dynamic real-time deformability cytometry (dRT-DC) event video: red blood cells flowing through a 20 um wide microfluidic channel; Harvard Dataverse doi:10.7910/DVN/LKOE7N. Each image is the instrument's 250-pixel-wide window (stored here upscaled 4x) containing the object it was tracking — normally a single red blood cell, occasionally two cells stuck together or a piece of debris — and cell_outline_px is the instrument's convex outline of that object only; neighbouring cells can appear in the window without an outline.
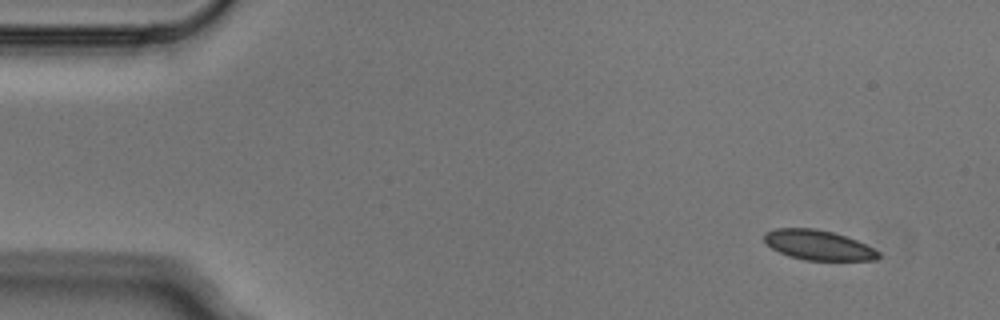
{"species": "Egyptian fruit bat (a non-hibernating species)", "species_latin": "Rousettus aegyptiacus", "temperature_condition": "cold", "stored_images_in_passage": 4, "camera_frame_rate_fps": 3000, "um_per_image_px": 0.085, "animal": {"sex": "male"}, "frame": {"image": 1, "passage_image": 1, "time_ms": 0.0, "image_size_px": [1000, 320], "cell_outline_px": [[880, 256], [876, 260], [804, 260], [788, 256], [772, 248], [764, 240], [764, 232], [776, 228], [816, 228], [832, 232], [856, 240], [880, 252]], "centroid_in_image_um": [69.53, 20.83], "position_along_channel_um": 15.5, "area_um2": 19.77}}
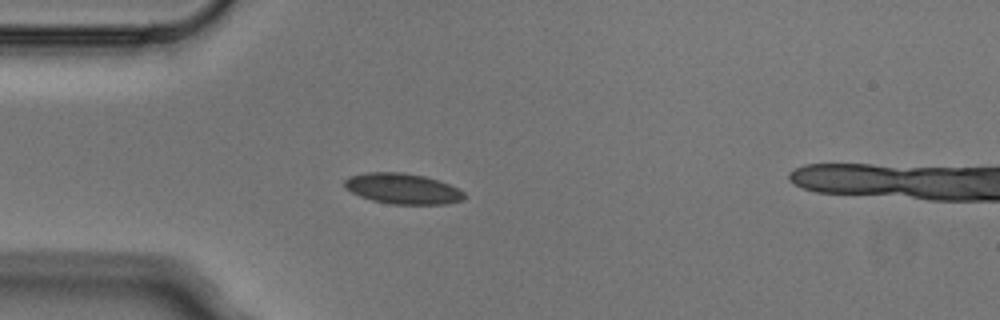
{"frame": {"image": 2, "passage_image": 3, "time_ms": 0.667, "image_size_px": [1000, 320], "cell_outline_px": [[464, 200], [444, 204], [392, 204], [372, 200], [360, 196], [344, 188], [344, 180], [348, 176], [364, 172], [404, 172], [424, 176], [440, 180], [460, 188], [464, 192]], "centroid_in_image_um": [34.23, 16.02], "position_along_channel_um": 50.8, "area_um2": 21.62}}